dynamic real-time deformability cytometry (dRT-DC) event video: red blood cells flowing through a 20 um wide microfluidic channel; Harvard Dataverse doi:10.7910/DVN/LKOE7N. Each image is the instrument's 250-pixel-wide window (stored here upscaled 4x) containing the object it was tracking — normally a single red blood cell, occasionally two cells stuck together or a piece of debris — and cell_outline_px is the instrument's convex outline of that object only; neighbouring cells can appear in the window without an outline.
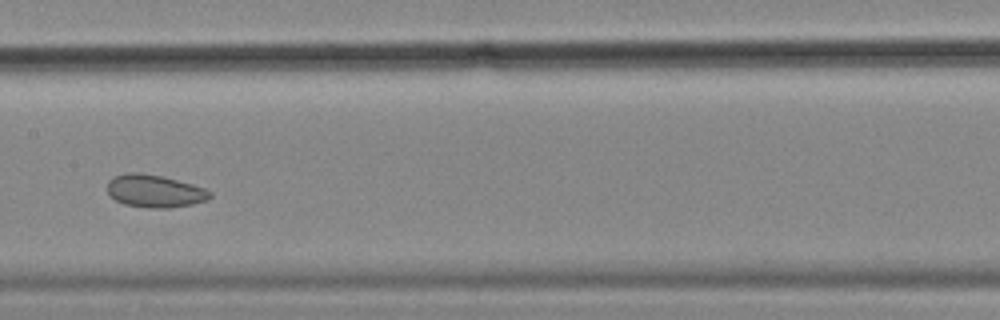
{"species": "common noctule bat (a hibernating species)", "species_latin": "Nyctalus noctula", "temperature_condition": "cold", "stored_images_in_passage": 9, "camera_frame_rate_fps": 3000, "um_per_image_px": 0.085, "animal": {"sex": "female", "body_mass_g": 18.4}, "frame": {"image": 1, "passage_image": 6, "time_ms": 1.667, "image_size_px": [1000, 320], "cell_outline_px": [[212, 196], [204, 200], [192, 204], [168, 208], [148, 208], [124, 204], [116, 200], [108, 192], [108, 180], [116, 176], [128, 172], [140, 172], [164, 176], [192, 184], [204, 188], [212, 192]], "centroid_in_image_um": [13.15, 16.23], "position_along_channel_um": 194.3, "area_um2": 19.48}}
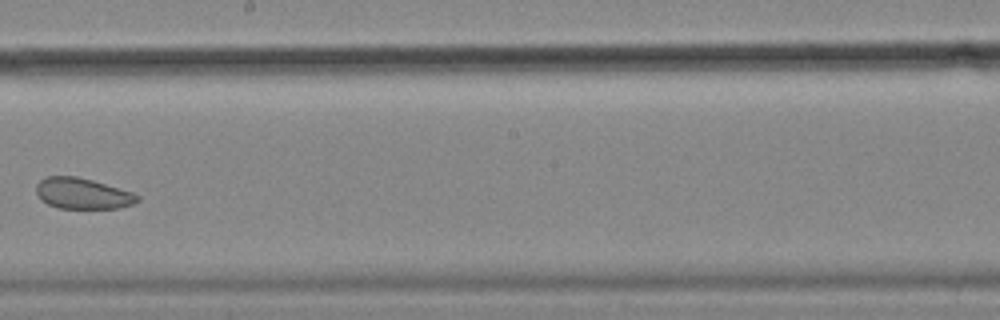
{"frame": {"image": 2, "passage_image": 7, "time_ms": 2.0, "image_size_px": [1000, 320], "cell_outline_px": [[140, 200], [132, 204], [120, 208], [60, 208], [48, 204], [40, 200], [36, 192], [36, 184], [40, 180], [48, 176], [76, 176], [92, 180], [132, 192], [140, 196]], "centroid_in_image_um": [7.01, 16.45], "position_along_channel_um": 241.2, "area_um2": 18.21}}
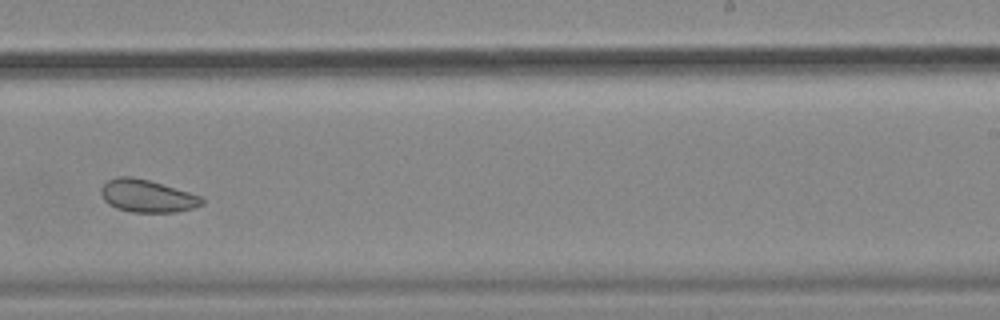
{"frame": {"image": 3, "passage_image": 8, "time_ms": 2.333, "image_size_px": [1000, 320], "cell_outline_px": [[204, 204], [192, 208], [176, 212], [132, 212], [116, 208], [108, 204], [100, 196], [100, 188], [108, 180], [116, 176], [132, 176], [148, 180], [188, 192], [200, 196], [204, 200]], "centroid_in_image_um": [12.46, 16.66], "position_along_channel_um": 276.5, "area_um2": 19.13}}